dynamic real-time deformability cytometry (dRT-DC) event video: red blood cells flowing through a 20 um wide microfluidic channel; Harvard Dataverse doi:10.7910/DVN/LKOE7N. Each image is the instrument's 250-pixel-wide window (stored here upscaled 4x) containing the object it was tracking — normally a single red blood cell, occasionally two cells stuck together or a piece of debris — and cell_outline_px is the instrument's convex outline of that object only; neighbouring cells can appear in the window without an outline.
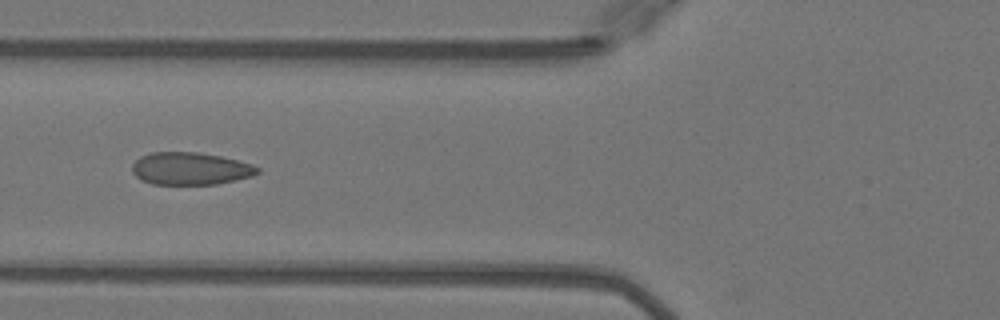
{"species": "Egyptian fruit bat (a non-hibernating species)", "species_latin": "Rousettus aegyptiacus", "temperature_condition": "warm", "stored_images_in_passage": 35, "camera_frame_rate_fps": 3000, "um_per_image_px": 0.085, "animal": {"sex": "female"}, "frame": {"image": 1, "passage_image": 20, "time_ms": 6.333, "image_size_px": [1000, 320], "cell_outline_px": [[260, 172], [252, 176], [216, 184], [152, 184], [140, 180], [132, 172], [132, 164], [140, 156], [152, 152], [196, 152], [220, 156], [252, 164], [260, 168]], "centroid_in_image_um": [16.16, 14.33], "position_along_channel_um": 109.6, "area_um2": 23.7}}
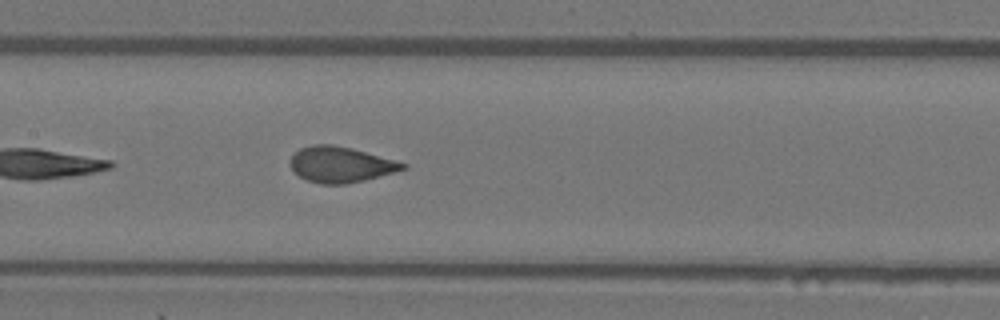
{"frame": {"image": 2, "passage_image": 25, "time_ms": 8.0, "image_size_px": [1000, 320], "cell_outline_px": [[408, 168], [364, 180], [344, 184], [320, 184], [308, 180], [300, 176], [292, 168], [292, 156], [300, 148], [312, 144], [332, 144], [352, 148], [396, 160], [408, 164]], "centroid_in_image_um": [28.99, 13.97], "position_along_channel_um": 178.4, "area_um2": 23.18}}